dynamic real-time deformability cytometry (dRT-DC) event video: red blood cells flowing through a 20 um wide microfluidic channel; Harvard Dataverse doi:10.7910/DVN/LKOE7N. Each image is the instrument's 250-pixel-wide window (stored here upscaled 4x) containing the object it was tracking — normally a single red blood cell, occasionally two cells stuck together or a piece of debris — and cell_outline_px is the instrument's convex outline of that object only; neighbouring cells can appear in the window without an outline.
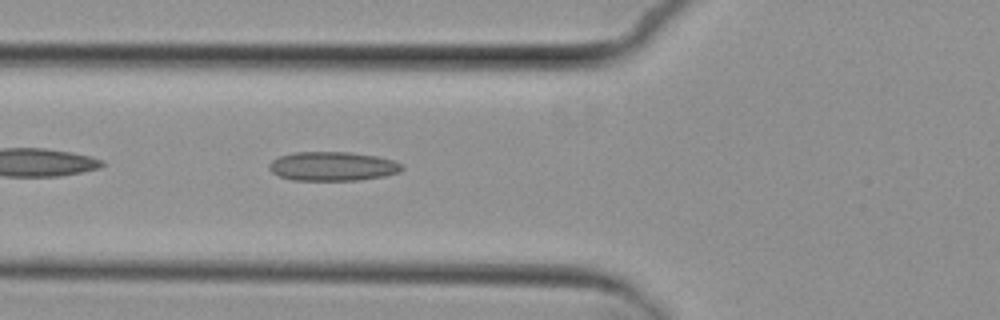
{"species": "common noctule bat (a hibernating species)", "species_latin": "Nyctalus noctula", "temperature_condition": "cold", "stored_images_in_passage": 5, "camera_frame_rate_fps": 3000, "um_per_image_px": 0.085, "animal": {"sex": "female", "body_mass_g": 29.2, "forearm_length_mm": 56.3}, "frame": {"image": 1, "passage_image": 5, "time_ms": 4.667, "image_size_px": [1000, 320], "cell_outline_px": [[404, 168], [400, 172], [384, 176], [360, 180], [292, 180], [280, 176], [272, 172], [268, 168], [268, 164], [272, 160], [280, 156], [296, 152], [348, 152], [376, 156], [392, 160], [400, 164]], "centroid_in_image_um": [28.26, 14.14], "position_along_channel_um": 97.5, "area_um2": 22.43}}